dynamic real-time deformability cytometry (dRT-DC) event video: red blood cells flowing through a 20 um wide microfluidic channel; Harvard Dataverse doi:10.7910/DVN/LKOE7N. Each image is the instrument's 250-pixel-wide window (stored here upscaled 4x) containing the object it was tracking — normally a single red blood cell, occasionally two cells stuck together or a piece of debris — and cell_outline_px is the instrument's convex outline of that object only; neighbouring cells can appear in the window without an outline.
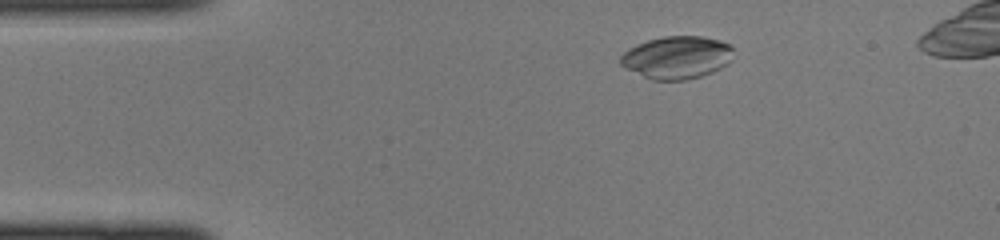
{"species": "common noctule bat (a hibernating species)", "species_latin": "Nyctalus noctula", "temperature_condition": "cold", "stored_images_in_passage": 37, "camera_frame_rate_fps": 3000, "um_per_image_px": 0.085, "animal": {"sex": "female", "body_mass_g": 22.0, "forearm_length_mm": 56.7}, "frame": {"image": 1, "passage_image": 1, "time_ms": 0.0, "image_size_px": [1000, 240], "cell_outline_px": [[732, 60], [728, 64], [712, 72], [700, 76], [684, 80], [652, 80], [624, 68], [620, 64], [620, 56], [628, 48], [636, 44], [648, 40], [664, 36], [700, 36], [720, 40], [728, 44], [732, 48]], "centroid_in_image_um": [57.51, 4.88], "position_along_channel_um": 27.5, "area_um2": 28.15}}
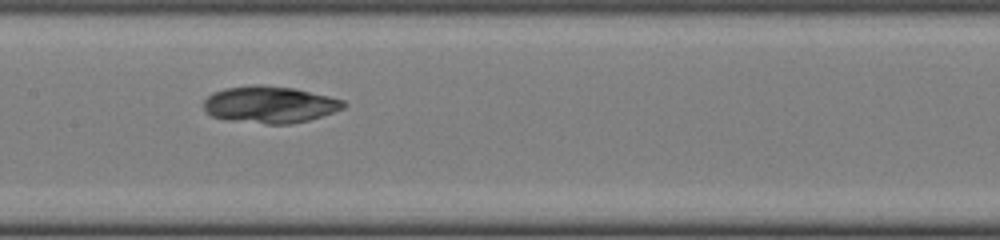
{"frame": {"image": 2, "passage_image": 15, "time_ms": 4.667, "image_size_px": [1000, 240], "cell_outline_px": [[348, 104], [344, 108], [308, 120], [292, 124], [268, 124], [228, 120], [212, 116], [204, 108], [204, 100], [212, 92], [224, 88], [252, 84], [260, 84], [296, 88], [344, 100]], "centroid_in_image_um": [22.93, 8.87], "position_along_channel_um": 184.5, "area_um2": 30.17}}
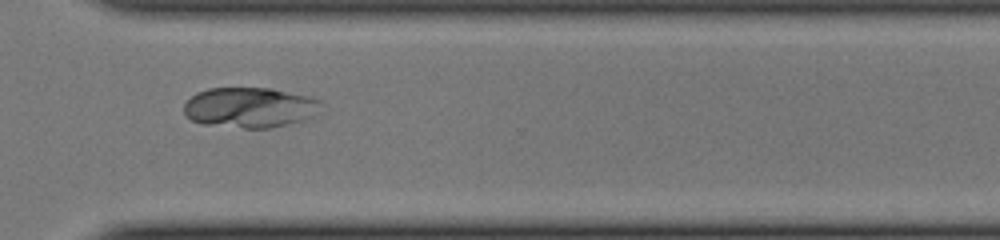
{"frame": {"image": 3, "passage_image": 26, "time_ms": 8.333, "image_size_px": [1000, 240], "cell_outline_px": [[320, 100], [304, 120], [288, 124], [268, 128], [244, 128], [200, 124], [192, 120], [184, 112], [184, 104], [196, 92], [208, 88], [272, 88], [308, 96]], "centroid_in_image_um": [21.11, 9.13], "position_along_channel_um": 349.5, "area_um2": 31.62}}